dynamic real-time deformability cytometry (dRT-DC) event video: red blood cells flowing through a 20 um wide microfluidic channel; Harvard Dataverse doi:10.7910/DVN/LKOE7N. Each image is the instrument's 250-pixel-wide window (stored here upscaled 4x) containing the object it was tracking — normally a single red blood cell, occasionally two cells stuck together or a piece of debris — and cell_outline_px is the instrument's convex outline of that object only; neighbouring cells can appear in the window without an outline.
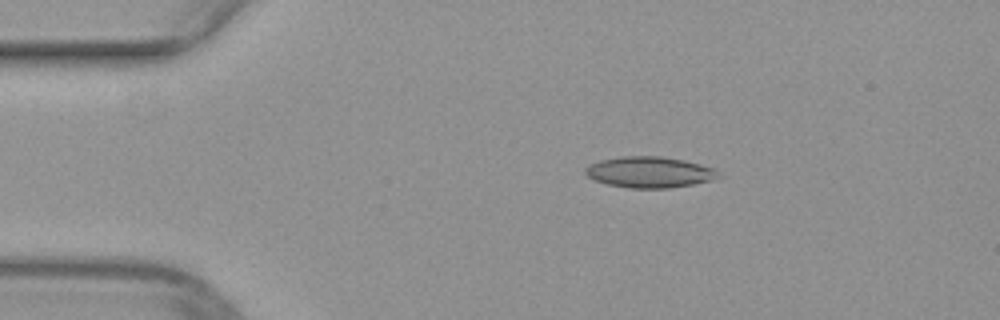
{"species": "common noctule bat (a hibernating species)", "species_latin": "Nyctalus noctula", "temperature_condition": "warm", "stored_images_in_passage": 42, "camera_frame_rate_fps": 3000, "um_per_image_px": 0.085, "animal": {"sex": "female", "body_mass_g": 29.2, "forearm_length_mm": 56.3}, "frame": {"image": 1, "passage_image": 1, "time_ms": 0.0, "image_size_px": [1000, 320], "cell_outline_px": [[724, 176], [712, 180], [692, 184], [668, 188], [628, 188], [608, 184], [596, 180], [588, 176], [584, 172], [584, 168], [600, 160], [620, 156], [660, 156], [684, 160], [716, 168]], "centroid_in_image_um": [55.26, 14.63], "position_along_channel_um": 29.7, "area_um2": 24.16}}
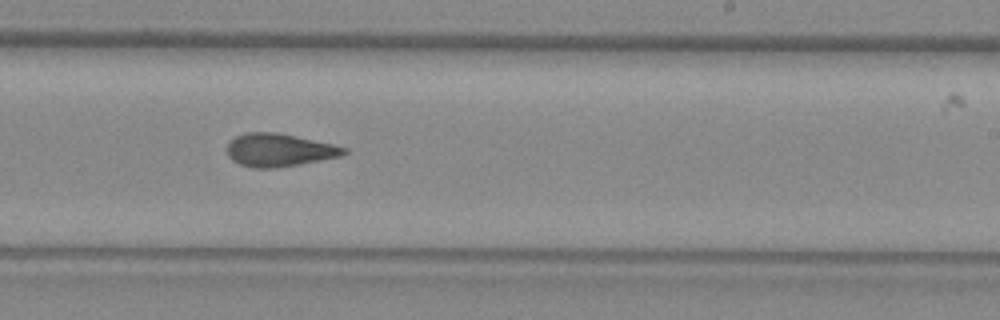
{"frame": {"image": 2, "passage_image": 22, "time_ms": 7.0, "image_size_px": [1000, 320], "cell_outline_px": [[348, 152], [340, 156], [300, 164], [272, 168], [256, 168], [240, 164], [232, 160], [228, 156], [228, 144], [236, 136], [244, 132], [276, 132], [296, 136], [332, 144], [348, 148]], "centroid_in_image_um": [23.73, 12.75], "position_along_channel_um": 265.3, "area_um2": 22.25}}
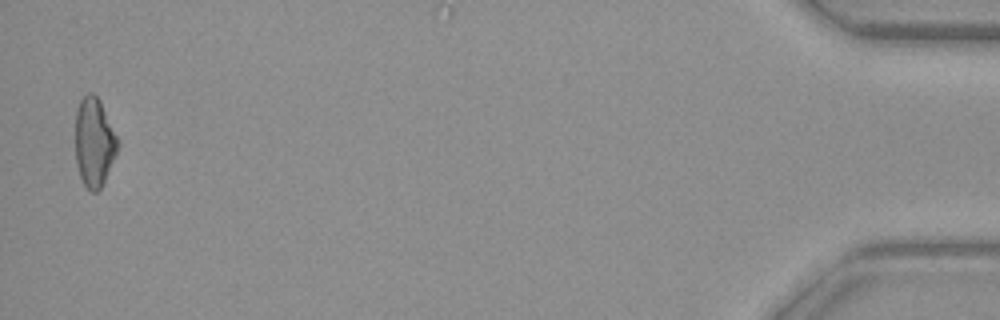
{"frame": {"image": 3, "passage_image": 41, "time_ms": 13.333, "image_size_px": [1000, 320], "cell_outline_px": [[120, 144], [104, 180], [100, 188], [96, 192], [92, 192], [84, 184], [80, 176], [76, 164], [76, 108], [80, 100], [88, 92], [92, 92], [100, 100]], "centroid_in_image_um": [7.99, 12.06], "position_along_channel_um": 427.2, "area_um2": 21.68}}